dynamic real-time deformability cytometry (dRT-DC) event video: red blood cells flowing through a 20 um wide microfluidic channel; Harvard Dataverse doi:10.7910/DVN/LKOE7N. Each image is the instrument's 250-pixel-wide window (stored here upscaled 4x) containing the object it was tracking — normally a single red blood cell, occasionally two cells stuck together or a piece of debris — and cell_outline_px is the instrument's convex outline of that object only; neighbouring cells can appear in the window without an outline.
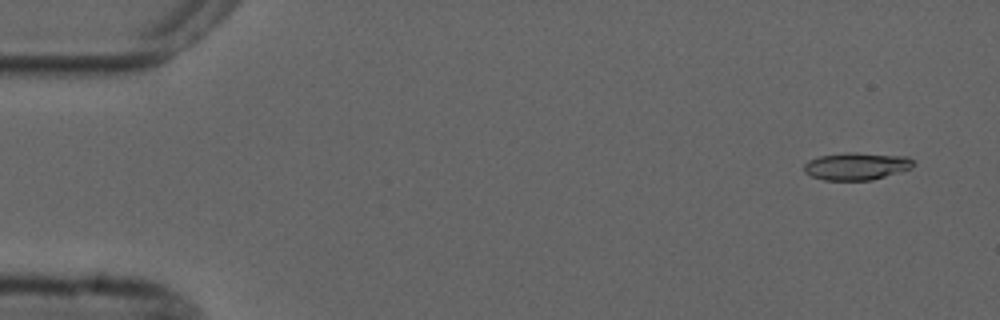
{"species": "common noctule bat (a hibernating species)", "species_latin": "Nyctalus noctula", "temperature_condition": "cold", "stored_images_in_passage": 4, "camera_frame_rate_fps": 3000, "um_per_image_px": 0.085, "animal": {"sex": "male", "forearm_length_mm": 52.5}, "frame": {"image": 1, "passage_image": 1, "time_ms": 0.0, "image_size_px": [1000, 320], "cell_outline_px": [[916, 164], [908, 168], [872, 180], [824, 180], [812, 176], [804, 172], [804, 164], [808, 160], [820, 156], [844, 152], [856, 152], [908, 156]], "centroid_in_image_um": [72.76, 14.11], "position_along_channel_um": 12.2, "area_um2": 17.4}}
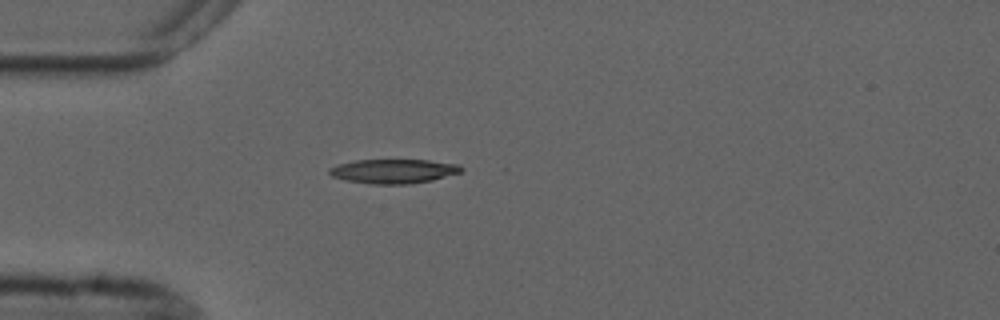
{"frame": {"image": 2, "passage_image": 4, "time_ms": 4.0, "image_size_px": [1000, 320], "cell_outline_px": [[464, 168], [460, 172], [432, 180], [408, 184], [372, 184], [344, 180], [332, 176], [328, 172], [328, 168], [340, 164], [356, 160], [428, 160], [460, 164]], "centroid_in_image_um": [33.45, 14.55], "position_along_channel_um": 51.6, "area_um2": 18.61}}